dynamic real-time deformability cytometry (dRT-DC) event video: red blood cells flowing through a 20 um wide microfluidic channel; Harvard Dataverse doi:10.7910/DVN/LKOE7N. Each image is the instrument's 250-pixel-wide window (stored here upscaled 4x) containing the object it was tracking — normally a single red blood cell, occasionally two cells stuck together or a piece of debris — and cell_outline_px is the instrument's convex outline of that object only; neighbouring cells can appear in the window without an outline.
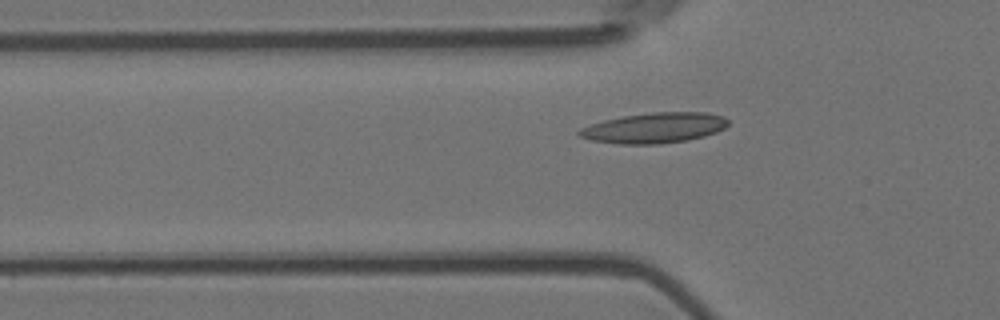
{"species": "Egyptian fruit bat (a non-hibernating species)", "species_latin": "Rousettus aegyptiacus", "temperature_condition": "room temperature", "stored_images_in_passage": 49, "camera_frame_rate_fps": 3000, "um_per_image_px": 0.085, "animal": {"sex": "female"}, "frame": {"image": 1, "passage_image": 18, "time_ms": 5.667, "image_size_px": [1000, 320], "cell_outline_px": [[728, 124], [724, 128], [716, 132], [704, 136], [688, 140], [660, 144], [620, 144], [592, 140], [580, 136], [576, 132], [580, 128], [604, 120], [624, 116], [652, 112], [704, 112], [724, 116], [728, 120]], "centroid_in_image_um": [55.63, 10.87], "position_along_channel_um": 70.2, "area_um2": 26.3}}
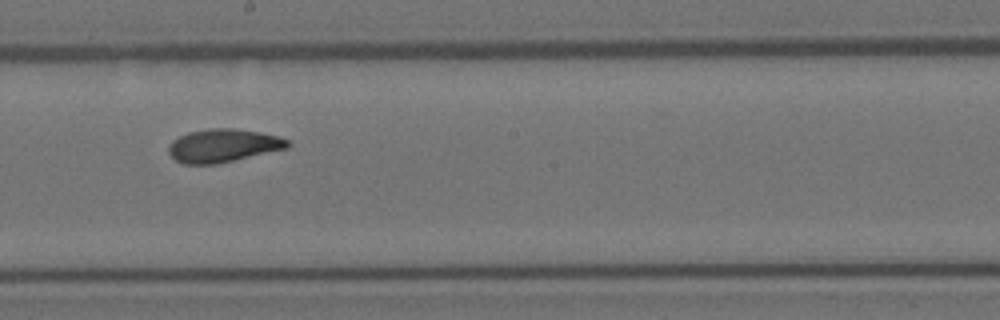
{"frame": {"image": 2, "passage_image": 31, "time_ms": 10.0, "image_size_px": [1000, 320], "cell_outline_px": [[292, 144], [288, 148], [216, 164], [184, 164], [176, 160], [168, 152], [168, 148], [172, 140], [188, 132], [208, 128], [232, 128], [260, 132], [280, 136], [288, 140]], "centroid_in_image_um": [18.98, 12.37], "position_along_channel_um": 229.2, "area_um2": 23.06}}
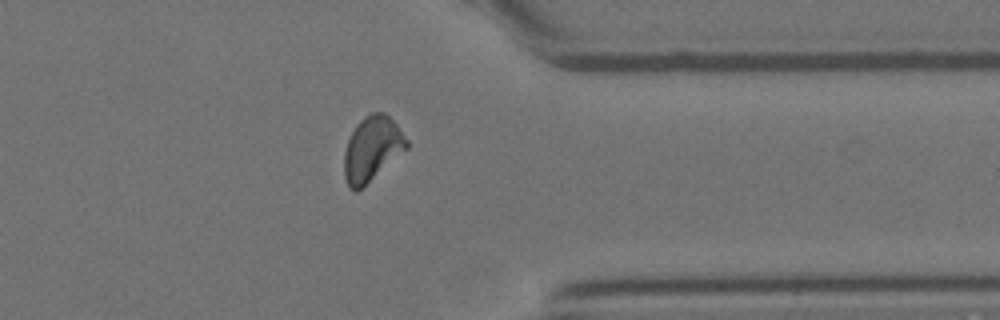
{"frame": {"image": 3, "passage_image": 44, "time_ms": 14.333, "image_size_px": [1000, 320], "cell_outline_px": [[408, 148], [356, 192], [348, 184], [344, 176], [344, 152], [348, 140], [356, 124], [364, 116], [372, 112], [384, 112], [396, 124], [408, 140]], "centroid_in_image_um": [31.62, 12.62], "position_along_channel_um": 379.8, "area_um2": 23.18}, "authors_computed_cell_mechanics": {"area_um2": 23.0044, "velocity_mm_per_s": 3.6458, "shape_relaxation_time_tau1_ms": 5.5612, "shape_relaxation_time_tau2_ms": 2.0828, "deformation_change_tau1": 0.1659, "deformation_change_tau2": 0.0785}}